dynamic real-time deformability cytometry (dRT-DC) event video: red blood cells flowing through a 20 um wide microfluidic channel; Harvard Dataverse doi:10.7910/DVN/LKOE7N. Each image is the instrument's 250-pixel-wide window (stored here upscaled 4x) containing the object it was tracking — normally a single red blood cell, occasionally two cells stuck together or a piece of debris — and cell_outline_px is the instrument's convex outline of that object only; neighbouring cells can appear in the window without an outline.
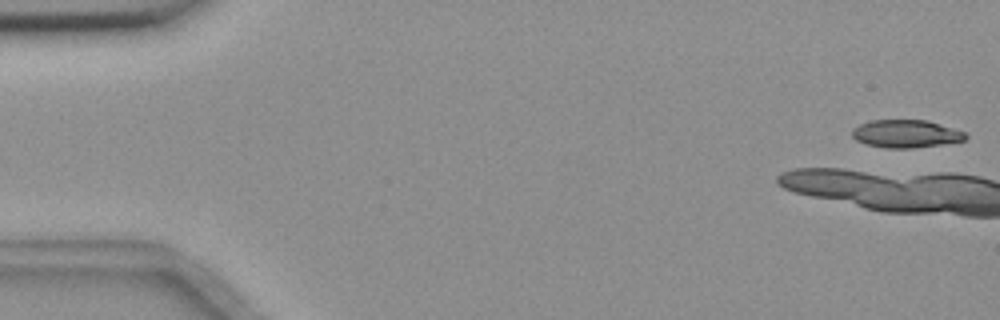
{"species": "common noctule bat (a hibernating species)", "species_latin": "Nyctalus noctula", "temperature_condition": "room temperature", "stored_images_in_passage": 12, "camera_frame_rate_fps": 3000, "um_per_image_px": 0.085, "animal": {"sex": "female", "body_mass_g": 18.4}, "frame": {"image": 1, "passage_image": 1, "time_ms": 0.0, "image_size_px": [1000, 320], "cell_outline_px": [[968, 136], [964, 140], [940, 144], [912, 148], [884, 148], [868, 144], [856, 140], [852, 136], [852, 128], [860, 124], [872, 120], [928, 120], [964, 132]], "centroid_in_image_um": [76.97, 11.36], "position_along_channel_um": 8.0, "area_um2": 18.21}}